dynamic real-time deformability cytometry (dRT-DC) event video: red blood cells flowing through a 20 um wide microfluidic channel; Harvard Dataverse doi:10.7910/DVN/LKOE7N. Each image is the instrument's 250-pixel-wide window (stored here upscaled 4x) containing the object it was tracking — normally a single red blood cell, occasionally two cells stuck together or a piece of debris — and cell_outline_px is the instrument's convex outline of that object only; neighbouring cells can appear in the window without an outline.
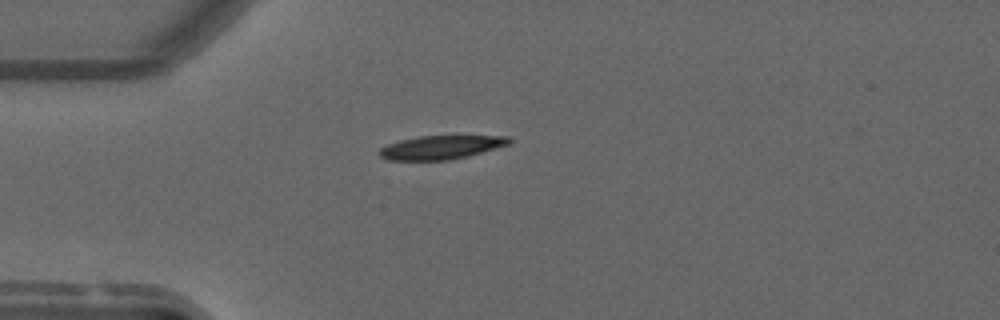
{"species": "common noctule bat (a hibernating species)", "species_latin": "Nyctalus noctula", "temperature_condition": "warm", "stored_images_in_passage": 41, "camera_frame_rate_fps": 3000, "um_per_image_px": 0.085, "animal": {"sex": "male", "forearm_length_mm": 52.5}, "frame": {"image": 1, "passage_image": 1, "time_ms": 0.0, "image_size_px": [1000, 320], "cell_outline_px": [[512, 140], [508, 144], [468, 156], [448, 160], [388, 160], [380, 156], [376, 152], [380, 148], [388, 144], [400, 140], [420, 136], [508, 136]], "centroid_in_image_um": [37.43, 12.52], "position_along_channel_um": 47.6, "area_um2": 17.74}}
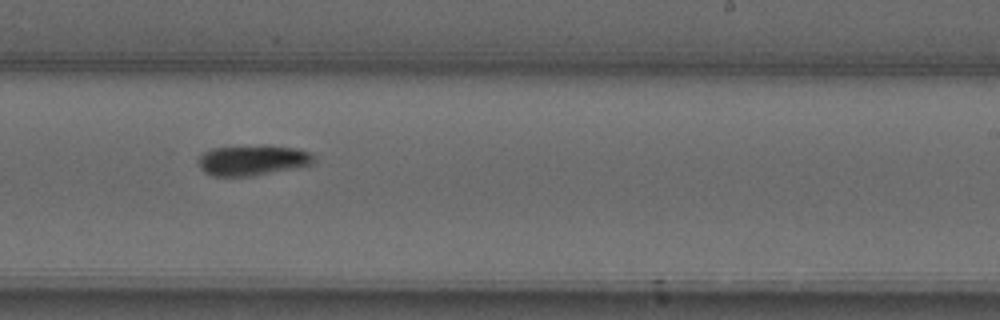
{"frame": {"image": 2, "passage_image": 20, "time_ms": 6.333, "image_size_px": [1000, 320], "cell_outline_px": [[312, 164], [252, 176], [212, 176], [204, 172], [200, 168], [200, 156], [204, 152], [212, 148], [264, 144], [296, 148], [312, 152]], "centroid_in_image_um": [21.45, 13.6], "position_along_channel_um": 267.5, "area_um2": 20.46}}
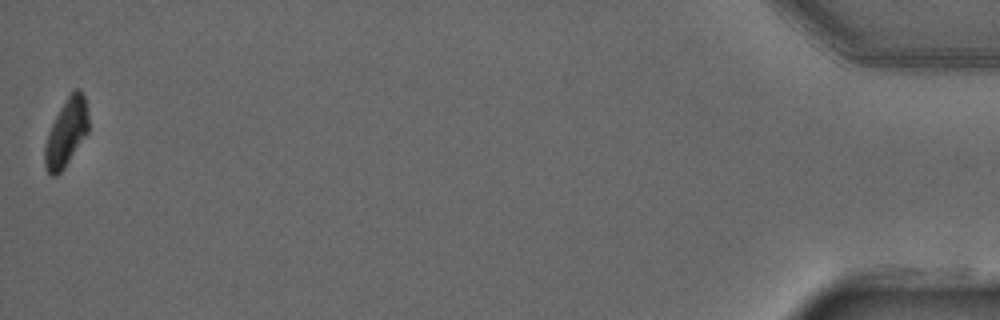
{"frame": {"image": 3, "passage_image": 41, "time_ms": 13.333, "image_size_px": [1000, 320], "cell_outline_px": [[88, 132], [64, 168], [56, 176], [52, 176], [48, 172], [44, 164], [44, 148], [48, 132], [60, 108], [72, 88], [80, 88], [84, 96], [88, 116]], "centroid_in_image_um": [5.63, 11.25], "position_along_channel_um": 429.6, "area_um2": 17.17}, "authors_computed_cell_mechanics": {"area_um2": 19.941, "velocity_mm_per_s": 3.7155, "shape_relaxation_time_tau1_ms": 8.6682, "shape_relaxation_time_tau2_ms": null, "deformation_change_tau1": 0.2127, "deformation_change_tau2": null}}